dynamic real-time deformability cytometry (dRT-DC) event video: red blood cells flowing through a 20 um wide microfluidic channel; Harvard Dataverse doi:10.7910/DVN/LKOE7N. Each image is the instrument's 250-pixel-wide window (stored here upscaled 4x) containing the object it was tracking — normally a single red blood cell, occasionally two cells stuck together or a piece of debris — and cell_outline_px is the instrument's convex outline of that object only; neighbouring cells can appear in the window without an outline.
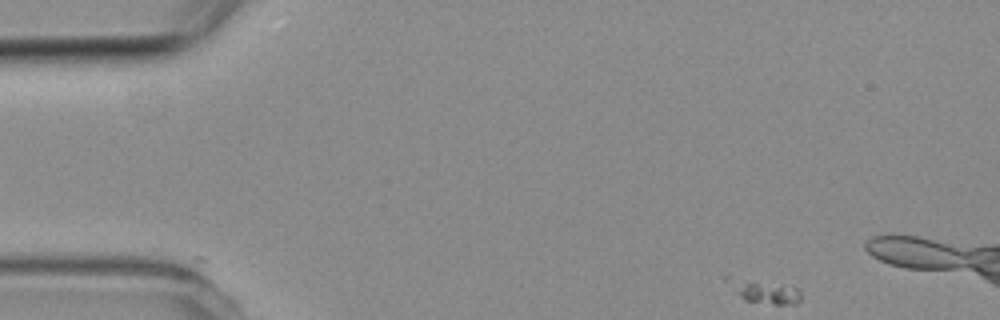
{"species": "common noctule bat (a hibernating species)", "species_latin": "Nyctalus noctula", "temperature_condition": "room temperature", "stored_images_in_passage": 3, "camera_frame_rate_fps": 3000, "um_per_image_px": 0.085, "animal": {"sex": "female", "body_mass_g": 19.3, "forearm_length_mm": 54.1}, "frame": {"image": 1, "passage_image": 1, "time_ms": 0.0, "image_size_px": [1000, 320], "cell_outline_px": [[800, 300], [796, 304], [772, 304], [744, 300], [732, 292], [724, 280], [724, 276], [728, 276], [792, 284], [800, 292]], "centroid_in_image_um": [64.89, 24.72], "position_along_channel_um": 20.1, "area_um2": 10.64}}